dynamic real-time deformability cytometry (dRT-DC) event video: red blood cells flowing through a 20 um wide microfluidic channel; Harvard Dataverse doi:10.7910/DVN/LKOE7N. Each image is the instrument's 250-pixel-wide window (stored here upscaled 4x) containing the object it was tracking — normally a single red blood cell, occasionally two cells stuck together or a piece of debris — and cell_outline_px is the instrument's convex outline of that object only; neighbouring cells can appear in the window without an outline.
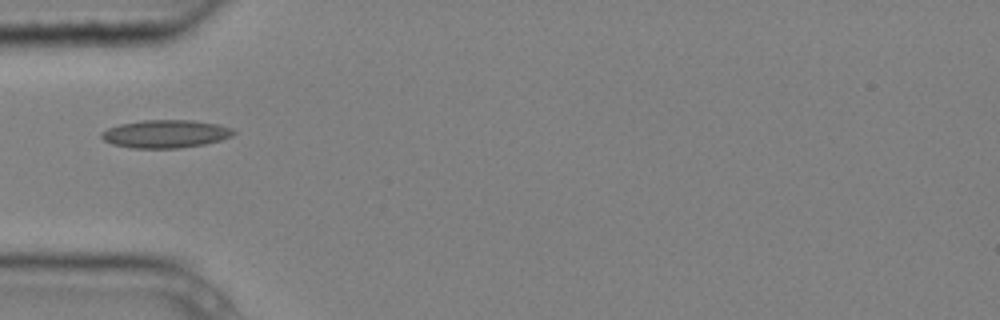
{"species": "common noctule bat (a hibernating species)", "species_latin": "Nyctalus noctula", "temperature_condition": "cold", "stored_images_in_passage": 1, "camera_frame_rate_fps": 3000, "um_per_image_px": 0.085, "animal": {"sex": "male", "body_mass_g": 20.4}, "frame": {"image": 1, "passage_image": 1, "time_ms": 0.0, "image_size_px": [1000, 320], "cell_outline_px": [[236, 132], [232, 136], [220, 140], [204, 144], [180, 148], [132, 148], [112, 144], [104, 140], [100, 136], [100, 132], [108, 128], [120, 124], [144, 120], [192, 120], [216, 124], [232, 128]], "centroid_in_image_um": [14.06, 11.38], "position_along_channel_um": 70.9, "area_um2": 21.5}}